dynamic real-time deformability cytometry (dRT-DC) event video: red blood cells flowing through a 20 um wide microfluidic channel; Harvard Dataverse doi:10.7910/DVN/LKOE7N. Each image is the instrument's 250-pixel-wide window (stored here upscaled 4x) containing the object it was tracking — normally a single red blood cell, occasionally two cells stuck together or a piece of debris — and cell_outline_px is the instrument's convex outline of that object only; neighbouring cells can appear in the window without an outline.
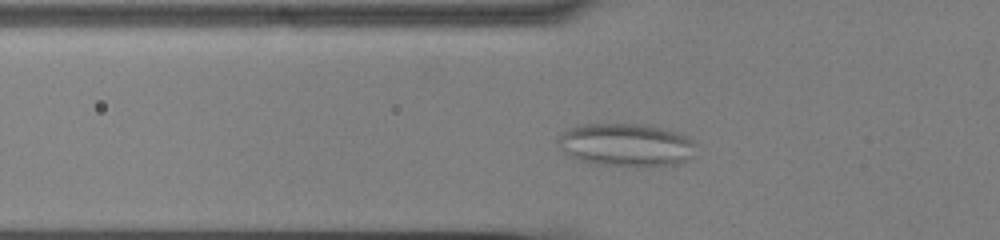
{"species": "common noctule bat (a hibernating species)", "species_latin": "Nyctalus noctula", "temperature_condition": "cold", "stored_images_in_passage": 50, "camera_frame_rate_fps": 3000, "um_per_image_px": 0.085, "animal": {"sex": "male", "body_mass_g": 13.0, "forearm_length_mm": 53.1}, "frame": {"image": 1, "passage_image": 13, "time_ms": 4.0, "image_size_px": [1000, 240], "cell_outline_px": [[696, 144], [692, 156], [688, 160], [680, 164], [596, 164], [580, 160], [564, 152], [560, 148], [556, 140], [556, 136], [568, 128], [580, 124], [644, 124], [664, 128], [676, 132], [692, 140]], "centroid_in_image_um": [53.17, 12.27], "position_along_channel_um": 72.6, "area_um2": 34.04}}
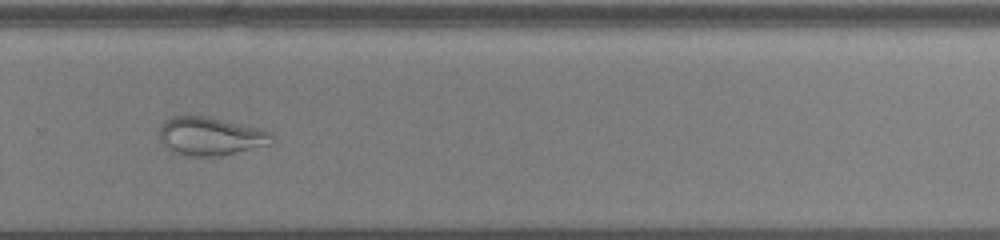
{"frame": {"image": 2, "passage_image": 33, "time_ms": 10.667, "image_size_px": [1000, 240], "cell_outline_px": [[272, 144], [220, 156], [192, 156], [172, 152], [160, 140], [160, 124], [168, 116], [208, 116], [260, 128], [272, 132]], "centroid_in_image_um": [17.89, 11.57], "position_along_channel_um": 311.9, "area_um2": 25.26}}
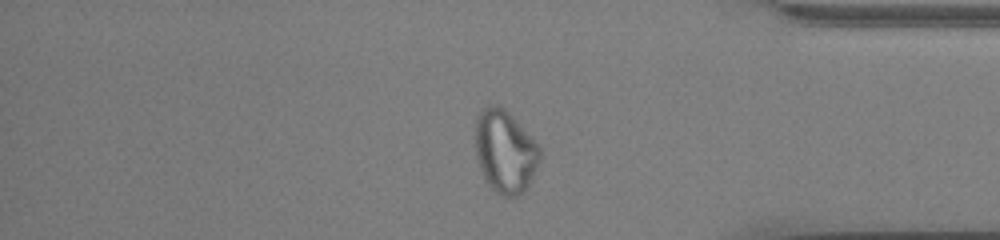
{"frame": {"image": 3, "passage_image": 41, "time_ms": 13.333, "image_size_px": [1000, 240], "cell_outline_px": [[540, 160], [524, 192], [516, 196], [504, 196], [496, 192], [484, 180], [476, 160], [476, 116], [484, 108], [492, 104], [500, 104], [512, 116], [540, 148]], "centroid_in_image_um": [42.9, 12.88], "position_along_channel_um": 392.3, "area_um2": 30.87}}